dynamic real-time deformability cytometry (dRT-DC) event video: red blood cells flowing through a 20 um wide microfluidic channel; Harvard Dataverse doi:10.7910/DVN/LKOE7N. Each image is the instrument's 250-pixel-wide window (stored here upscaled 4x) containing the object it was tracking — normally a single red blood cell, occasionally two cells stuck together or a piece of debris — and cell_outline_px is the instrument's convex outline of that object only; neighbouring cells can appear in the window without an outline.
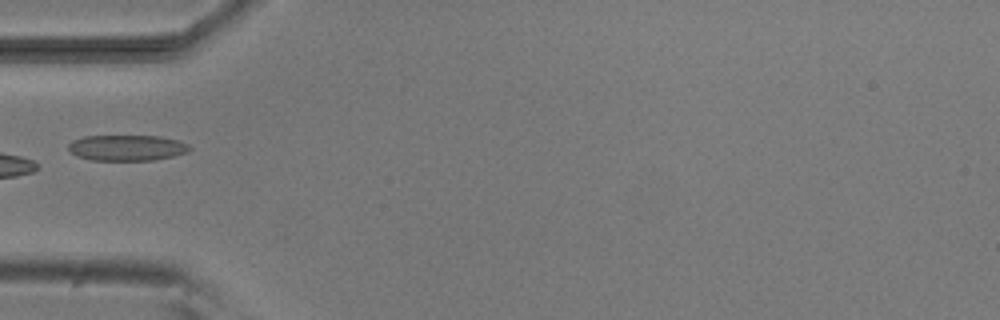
{"species": "common noctule bat (a hibernating species)", "species_latin": "Nyctalus noctula", "temperature_condition": "room temperature", "stored_images_in_passage": 2, "camera_frame_rate_fps": 3000, "um_per_image_px": 0.085, "animal": {"sex": "male", "body_mass_g": 20.5, "forearm_length_mm": 52.5}, "frame": {"image": 1, "passage_image": 1, "time_ms": 0.0, "image_size_px": [1000, 320], "cell_outline_px": [[192, 148], [188, 152], [172, 156], [152, 160], [92, 160], [76, 156], [68, 152], [68, 144], [72, 140], [84, 136], [160, 136], [180, 140], [188, 144]], "centroid_in_image_um": [10.77, 12.56], "position_along_channel_um": 74.2, "area_um2": 18.38}}
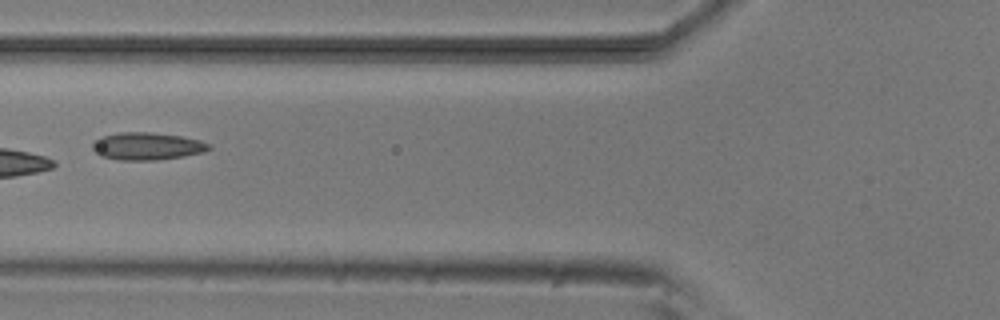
{"frame": {"image": 2, "passage_image": 2, "time_ms": 1.0, "image_size_px": [1000, 320], "cell_outline_px": [[212, 148], [204, 152], [184, 156], [156, 160], [120, 160], [100, 156], [92, 148], [92, 140], [100, 136], [120, 132], [148, 132], [180, 136], [200, 140], [208, 144]], "centroid_in_image_um": [12.45, 12.42], "position_along_channel_um": 113.3, "area_um2": 18.73}}